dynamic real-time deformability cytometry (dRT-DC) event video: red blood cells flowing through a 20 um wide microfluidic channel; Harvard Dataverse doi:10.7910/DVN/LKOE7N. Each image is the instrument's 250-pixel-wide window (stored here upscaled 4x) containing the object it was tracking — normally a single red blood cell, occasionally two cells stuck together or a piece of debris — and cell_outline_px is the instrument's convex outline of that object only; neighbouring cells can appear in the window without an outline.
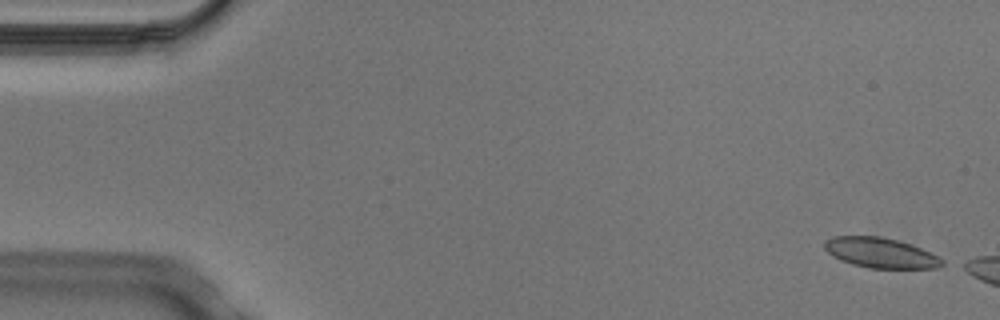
{"species": "Egyptian fruit bat (a non-hibernating species)", "species_latin": "Rousettus aegyptiacus", "temperature_condition": "cold", "stored_images_in_passage": 5, "camera_frame_rate_fps": 3000, "um_per_image_px": 0.085, "animal": {"sex": "male"}, "frame": {"image": 1, "passage_image": 1, "time_ms": 0.0, "image_size_px": [1000, 320], "cell_outline_px": [[944, 264], [936, 268], [868, 268], [852, 264], [840, 260], [832, 256], [824, 248], [824, 240], [832, 236], [880, 236], [912, 244], [944, 260]], "centroid_in_image_um": [74.8, 21.49], "position_along_channel_um": 10.2, "area_um2": 20.63}}